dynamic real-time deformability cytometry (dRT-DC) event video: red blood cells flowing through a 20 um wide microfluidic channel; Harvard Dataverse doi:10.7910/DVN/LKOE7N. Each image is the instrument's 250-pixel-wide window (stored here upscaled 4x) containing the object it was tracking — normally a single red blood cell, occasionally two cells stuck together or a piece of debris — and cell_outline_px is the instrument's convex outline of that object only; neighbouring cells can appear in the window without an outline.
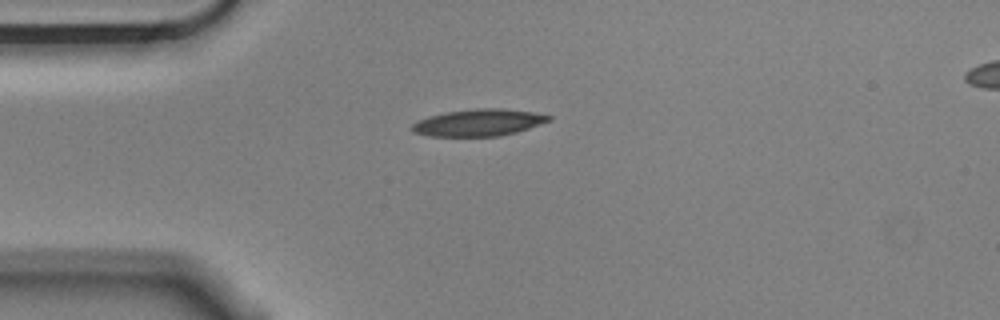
{"species": "Egyptian fruit bat (a non-hibernating species)", "species_latin": "Rousettus aegyptiacus", "temperature_condition": "cold", "stored_images_in_passage": 2, "camera_frame_rate_fps": 3000, "um_per_image_px": 0.085, "animal": {"sex": "male"}, "frame": {"image": 1, "passage_image": 1, "time_ms": 0.0, "image_size_px": [1000, 320], "cell_outline_px": [[552, 120], [516, 132], [500, 136], [428, 136], [412, 132], [408, 128], [412, 124], [428, 116], [448, 112], [476, 108], [500, 108], [532, 112], [552, 116]], "centroid_in_image_um": [40.65, 10.42], "position_along_channel_um": 44.3, "area_um2": 21.39}}
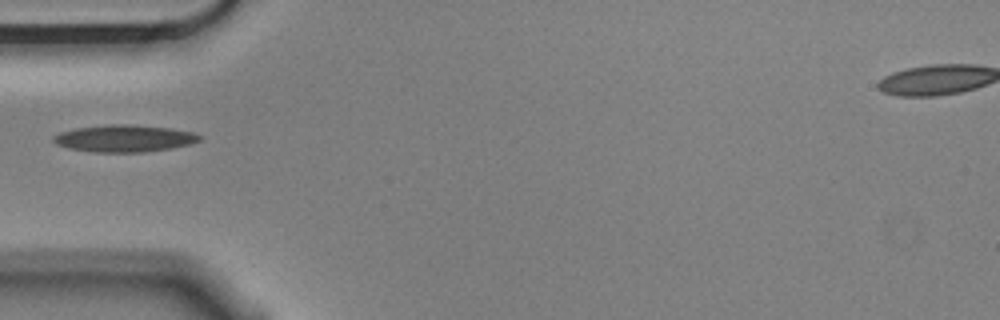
{"frame": {"image": 2, "passage_image": 2, "time_ms": 0.333, "image_size_px": [1000, 320], "cell_outline_px": [[204, 136], [200, 140], [188, 144], [172, 148], [144, 152], [96, 152], [68, 148], [56, 144], [52, 140], [52, 136], [60, 132], [76, 128], [108, 124], [128, 124], [168, 128], [192, 132]], "centroid_in_image_um": [10.54, 11.76], "position_along_channel_um": 74.5, "area_um2": 22.95}}